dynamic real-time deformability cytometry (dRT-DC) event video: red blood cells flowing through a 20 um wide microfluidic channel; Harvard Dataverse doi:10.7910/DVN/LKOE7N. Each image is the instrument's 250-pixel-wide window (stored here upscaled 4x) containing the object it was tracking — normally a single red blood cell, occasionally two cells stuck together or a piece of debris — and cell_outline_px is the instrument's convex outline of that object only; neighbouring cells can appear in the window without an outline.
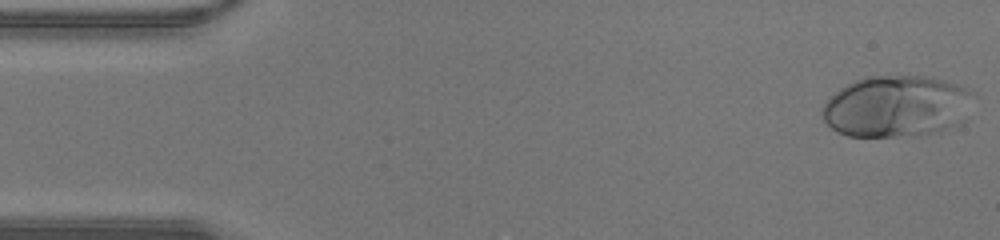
{"species": "human", "species_latin": "Homo sapiens", "temperature_condition": "warm", "stored_images_in_passage": 42, "camera_frame_rate_fps": 3000, "um_per_image_px": 0.085, "donor": {"sex": "male"}, "frame": {"image": 1, "passage_image": 1, "time_ms": 0.0, "image_size_px": [1000, 240], "cell_outline_px": [[968, 92], [952, 124], [944, 128], [920, 136], [848, 136], [836, 132], [824, 120], [820, 112], [824, 104], [840, 88], [856, 80], [868, 76], [932, 76], [956, 84], [964, 88]], "centroid_in_image_um": [75.97, 9.03], "position_along_channel_um": 9.0, "area_um2": 52.02}}
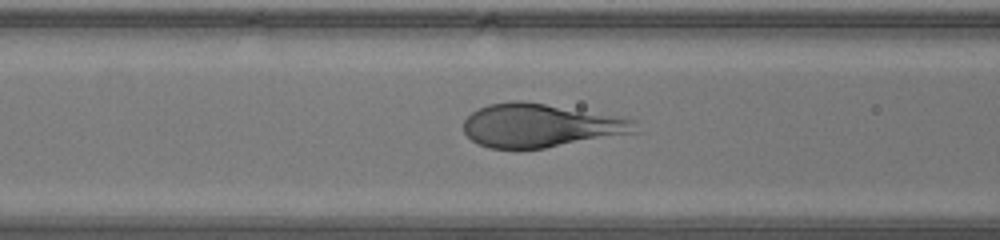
{"frame": {"image": 2, "passage_image": 16, "time_ms": 5.0, "image_size_px": [1000, 240], "cell_outline_px": [[636, 132], [544, 148], [488, 148], [472, 140], [464, 132], [464, 120], [472, 112], [488, 104], [512, 100], [520, 100], [544, 104], [636, 120]], "centroid_in_image_um": [45.88, 10.67], "position_along_channel_um": 120.7, "area_um2": 42.66}}
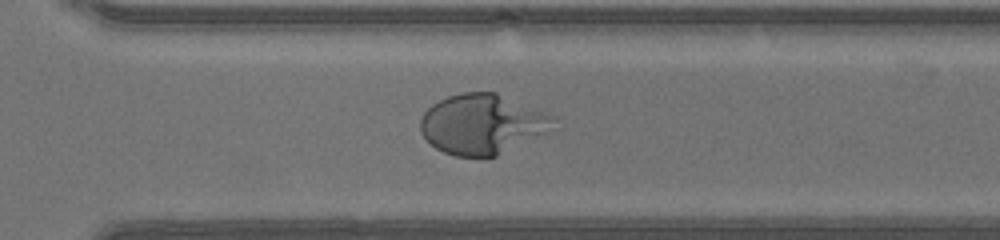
{"frame": {"image": 3, "passage_image": 29, "time_ms": 9.333, "image_size_px": [1000, 240], "cell_outline_px": [[556, 120], [544, 132], [496, 156], [456, 156], [444, 152], [436, 148], [420, 132], [420, 120], [424, 112], [432, 104], [448, 96], [460, 92], [496, 92], [556, 116]], "centroid_in_image_um": [40.95, 10.52], "position_along_channel_um": 329.7, "area_um2": 45.84}}